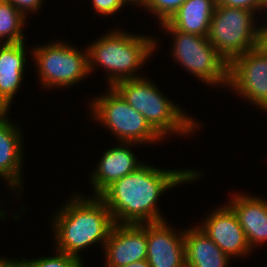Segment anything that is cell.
<instances>
[{
    "label": "cell",
    "mask_w": 267,
    "mask_h": 267,
    "mask_svg": "<svg viewBox=\"0 0 267 267\" xmlns=\"http://www.w3.org/2000/svg\"><path fill=\"white\" fill-rule=\"evenodd\" d=\"M199 176L194 170H162L141 164L112 183L99 197L117 224L161 222L164 218L158 213L156 202L162 192Z\"/></svg>",
    "instance_id": "6da1fadb"
},
{
    "label": "cell",
    "mask_w": 267,
    "mask_h": 267,
    "mask_svg": "<svg viewBox=\"0 0 267 267\" xmlns=\"http://www.w3.org/2000/svg\"><path fill=\"white\" fill-rule=\"evenodd\" d=\"M54 219L57 251L79 259V250L98 241L104 245L115 225L112 214L99 197H73Z\"/></svg>",
    "instance_id": "7a4b0ae2"
},
{
    "label": "cell",
    "mask_w": 267,
    "mask_h": 267,
    "mask_svg": "<svg viewBox=\"0 0 267 267\" xmlns=\"http://www.w3.org/2000/svg\"><path fill=\"white\" fill-rule=\"evenodd\" d=\"M153 82L145 78L127 79L117 82L113 88L136 111L141 113L151 127L162 137L168 132L193 133L199 124L185 115L178 106L159 92Z\"/></svg>",
    "instance_id": "3957f363"
},
{
    "label": "cell",
    "mask_w": 267,
    "mask_h": 267,
    "mask_svg": "<svg viewBox=\"0 0 267 267\" xmlns=\"http://www.w3.org/2000/svg\"><path fill=\"white\" fill-rule=\"evenodd\" d=\"M155 47L156 41L152 37L113 31L87 47L89 71L94 70L93 63L105 67L110 72L107 76L110 87L123 80L139 78L135 70L145 63Z\"/></svg>",
    "instance_id": "277c9868"
},
{
    "label": "cell",
    "mask_w": 267,
    "mask_h": 267,
    "mask_svg": "<svg viewBox=\"0 0 267 267\" xmlns=\"http://www.w3.org/2000/svg\"><path fill=\"white\" fill-rule=\"evenodd\" d=\"M254 11L216 5L212 15L208 40L228 62L255 48L257 28Z\"/></svg>",
    "instance_id": "5b68a950"
},
{
    "label": "cell",
    "mask_w": 267,
    "mask_h": 267,
    "mask_svg": "<svg viewBox=\"0 0 267 267\" xmlns=\"http://www.w3.org/2000/svg\"><path fill=\"white\" fill-rule=\"evenodd\" d=\"M161 25L174 35L173 56L178 63L208 85L228 84L229 64L207 37L180 32L167 22Z\"/></svg>",
    "instance_id": "8992f818"
},
{
    "label": "cell",
    "mask_w": 267,
    "mask_h": 267,
    "mask_svg": "<svg viewBox=\"0 0 267 267\" xmlns=\"http://www.w3.org/2000/svg\"><path fill=\"white\" fill-rule=\"evenodd\" d=\"M92 101L93 118L100 120L121 142H158L162 138L144 116L131 107L113 88Z\"/></svg>",
    "instance_id": "52a82bcc"
},
{
    "label": "cell",
    "mask_w": 267,
    "mask_h": 267,
    "mask_svg": "<svg viewBox=\"0 0 267 267\" xmlns=\"http://www.w3.org/2000/svg\"><path fill=\"white\" fill-rule=\"evenodd\" d=\"M44 87L71 86L89 75L88 49L83 53L63 42L32 50Z\"/></svg>",
    "instance_id": "ba28073f"
},
{
    "label": "cell",
    "mask_w": 267,
    "mask_h": 267,
    "mask_svg": "<svg viewBox=\"0 0 267 267\" xmlns=\"http://www.w3.org/2000/svg\"><path fill=\"white\" fill-rule=\"evenodd\" d=\"M227 85L267 112V55L253 48L234 58Z\"/></svg>",
    "instance_id": "9c48e42d"
},
{
    "label": "cell",
    "mask_w": 267,
    "mask_h": 267,
    "mask_svg": "<svg viewBox=\"0 0 267 267\" xmlns=\"http://www.w3.org/2000/svg\"><path fill=\"white\" fill-rule=\"evenodd\" d=\"M103 248L106 267H121L146 259L147 223H115Z\"/></svg>",
    "instance_id": "30bf717a"
},
{
    "label": "cell",
    "mask_w": 267,
    "mask_h": 267,
    "mask_svg": "<svg viewBox=\"0 0 267 267\" xmlns=\"http://www.w3.org/2000/svg\"><path fill=\"white\" fill-rule=\"evenodd\" d=\"M150 267H186L184 231L177 234L166 221L147 223V257Z\"/></svg>",
    "instance_id": "8fae6325"
},
{
    "label": "cell",
    "mask_w": 267,
    "mask_h": 267,
    "mask_svg": "<svg viewBox=\"0 0 267 267\" xmlns=\"http://www.w3.org/2000/svg\"><path fill=\"white\" fill-rule=\"evenodd\" d=\"M202 224L199 228L230 258L251 251L244 230L229 205L215 209Z\"/></svg>",
    "instance_id": "7c38bea8"
},
{
    "label": "cell",
    "mask_w": 267,
    "mask_h": 267,
    "mask_svg": "<svg viewBox=\"0 0 267 267\" xmlns=\"http://www.w3.org/2000/svg\"><path fill=\"white\" fill-rule=\"evenodd\" d=\"M131 144L133 142H122L124 147L111 148L103 154L98 167L91 176L96 196H99L112 183L130 174L142 164L138 163L132 151L126 148L128 145L132 146Z\"/></svg>",
    "instance_id": "4fadbf2b"
},
{
    "label": "cell",
    "mask_w": 267,
    "mask_h": 267,
    "mask_svg": "<svg viewBox=\"0 0 267 267\" xmlns=\"http://www.w3.org/2000/svg\"><path fill=\"white\" fill-rule=\"evenodd\" d=\"M244 230L249 247L267 241V201L249 195H236L228 204Z\"/></svg>",
    "instance_id": "5bb4252c"
},
{
    "label": "cell",
    "mask_w": 267,
    "mask_h": 267,
    "mask_svg": "<svg viewBox=\"0 0 267 267\" xmlns=\"http://www.w3.org/2000/svg\"><path fill=\"white\" fill-rule=\"evenodd\" d=\"M6 115L0 113V175L10 186L19 185L21 190V134L19 128L6 119Z\"/></svg>",
    "instance_id": "9a60e30c"
},
{
    "label": "cell",
    "mask_w": 267,
    "mask_h": 267,
    "mask_svg": "<svg viewBox=\"0 0 267 267\" xmlns=\"http://www.w3.org/2000/svg\"><path fill=\"white\" fill-rule=\"evenodd\" d=\"M186 267H227L225 254L199 226L184 231Z\"/></svg>",
    "instance_id": "2e32d148"
},
{
    "label": "cell",
    "mask_w": 267,
    "mask_h": 267,
    "mask_svg": "<svg viewBox=\"0 0 267 267\" xmlns=\"http://www.w3.org/2000/svg\"><path fill=\"white\" fill-rule=\"evenodd\" d=\"M24 42L0 45V98L10 107L23 79L26 53Z\"/></svg>",
    "instance_id": "e0dca14e"
},
{
    "label": "cell",
    "mask_w": 267,
    "mask_h": 267,
    "mask_svg": "<svg viewBox=\"0 0 267 267\" xmlns=\"http://www.w3.org/2000/svg\"><path fill=\"white\" fill-rule=\"evenodd\" d=\"M215 7L216 0H186L167 23L180 32L207 37Z\"/></svg>",
    "instance_id": "ac0fdd59"
},
{
    "label": "cell",
    "mask_w": 267,
    "mask_h": 267,
    "mask_svg": "<svg viewBox=\"0 0 267 267\" xmlns=\"http://www.w3.org/2000/svg\"><path fill=\"white\" fill-rule=\"evenodd\" d=\"M25 19V16L11 3L0 1V39H6L3 43H19L24 41L22 29Z\"/></svg>",
    "instance_id": "d6986e66"
},
{
    "label": "cell",
    "mask_w": 267,
    "mask_h": 267,
    "mask_svg": "<svg viewBox=\"0 0 267 267\" xmlns=\"http://www.w3.org/2000/svg\"><path fill=\"white\" fill-rule=\"evenodd\" d=\"M57 252L54 257H42L29 261L23 259L19 262L22 267H83L81 259L64 252Z\"/></svg>",
    "instance_id": "ffe728a7"
},
{
    "label": "cell",
    "mask_w": 267,
    "mask_h": 267,
    "mask_svg": "<svg viewBox=\"0 0 267 267\" xmlns=\"http://www.w3.org/2000/svg\"><path fill=\"white\" fill-rule=\"evenodd\" d=\"M186 0H145L144 7L152 11L160 22H167Z\"/></svg>",
    "instance_id": "44dd1931"
},
{
    "label": "cell",
    "mask_w": 267,
    "mask_h": 267,
    "mask_svg": "<svg viewBox=\"0 0 267 267\" xmlns=\"http://www.w3.org/2000/svg\"><path fill=\"white\" fill-rule=\"evenodd\" d=\"M216 5L243 8L251 11L267 8V0H216Z\"/></svg>",
    "instance_id": "7402d4cb"
},
{
    "label": "cell",
    "mask_w": 267,
    "mask_h": 267,
    "mask_svg": "<svg viewBox=\"0 0 267 267\" xmlns=\"http://www.w3.org/2000/svg\"><path fill=\"white\" fill-rule=\"evenodd\" d=\"M95 11L101 15H113L124 5L121 0H92Z\"/></svg>",
    "instance_id": "603a6c76"
},
{
    "label": "cell",
    "mask_w": 267,
    "mask_h": 267,
    "mask_svg": "<svg viewBox=\"0 0 267 267\" xmlns=\"http://www.w3.org/2000/svg\"><path fill=\"white\" fill-rule=\"evenodd\" d=\"M11 3L20 13L24 16L26 15L27 10L36 11L40 8L43 0H6Z\"/></svg>",
    "instance_id": "cb8c5ba5"
},
{
    "label": "cell",
    "mask_w": 267,
    "mask_h": 267,
    "mask_svg": "<svg viewBox=\"0 0 267 267\" xmlns=\"http://www.w3.org/2000/svg\"><path fill=\"white\" fill-rule=\"evenodd\" d=\"M255 49L267 55V24L264 27L257 28Z\"/></svg>",
    "instance_id": "d4e9b609"
},
{
    "label": "cell",
    "mask_w": 267,
    "mask_h": 267,
    "mask_svg": "<svg viewBox=\"0 0 267 267\" xmlns=\"http://www.w3.org/2000/svg\"><path fill=\"white\" fill-rule=\"evenodd\" d=\"M121 267H150V265H149L148 261L146 259H144V260L133 262L131 264L121 266Z\"/></svg>",
    "instance_id": "484cf974"
},
{
    "label": "cell",
    "mask_w": 267,
    "mask_h": 267,
    "mask_svg": "<svg viewBox=\"0 0 267 267\" xmlns=\"http://www.w3.org/2000/svg\"><path fill=\"white\" fill-rule=\"evenodd\" d=\"M17 262V260H7L5 258H1L0 267H13Z\"/></svg>",
    "instance_id": "4316f807"
},
{
    "label": "cell",
    "mask_w": 267,
    "mask_h": 267,
    "mask_svg": "<svg viewBox=\"0 0 267 267\" xmlns=\"http://www.w3.org/2000/svg\"><path fill=\"white\" fill-rule=\"evenodd\" d=\"M9 106L0 98V113H7Z\"/></svg>",
    "instance_id": "83f0119b"
},
{
    "label": "cell",
    "mask_w": 267,
    "mask_h": 267,
    "mask_svg": "<svg viewBox=\"0 0 267 267\" xmlns=\"http://www.w3.org/2000/svg\"><path fill=\"white\" fill-rule=\"evenodd\" d=\"M124 4L129 2V4L132 2L133 4L134 3H137V4H140L141 6L144 5V2L145 0H121Z\"/></svg>",
    "instance_id": "f1b7e54d"
},
{
    "label": "cell",
    "mask_w": 267,
    "mask_h": 267,
    "mask_svg": "<svg viewBox=\"0 0 267 267\" xmlns=\"http://www.w3.org/2000/svg\"><path fill=\"white\" fill-rule=\"evenodd\" d=\"M13 267H22V265H21L20 262L18 261Z\"/></svg>",
    "instance_id": "f546056e"
}]
</instances>
